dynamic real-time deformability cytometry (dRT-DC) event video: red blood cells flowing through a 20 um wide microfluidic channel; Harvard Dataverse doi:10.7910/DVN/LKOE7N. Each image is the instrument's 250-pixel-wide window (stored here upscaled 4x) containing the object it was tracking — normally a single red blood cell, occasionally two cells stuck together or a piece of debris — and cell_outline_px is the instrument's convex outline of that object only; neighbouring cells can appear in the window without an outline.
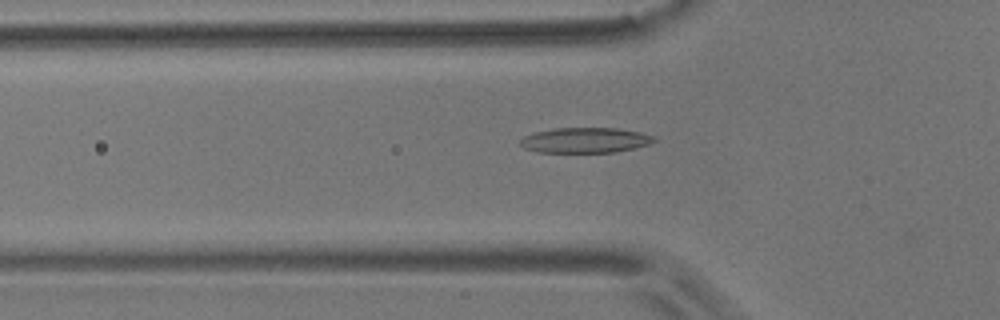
{"species": "common noctule bat (a hibernating species)", "species_latin": "Nyctalus noctula", "temperature_condition": "room temperature", "stored_images_in_passage": 50, "camera_frame_rate_fps": 3000, "um_per_image_px": 0.085, "animal": {"sex": "male", "body_mass_g": 17.9}, "frame": {"image": 1, "passage_image": 13, "time_ms": 4.0, "image_size_px": [1000, 320], "cell_outline_px": [[656, 140], [648, 144], [616, 152], [536, 152], [524, 148], [520, 144], [520, 140], [524, 136], [536, 132], [556, 128], [616, 128], [640, 132], [656, 136]], "centroid_in_image_um": [49.74, 11.92], "position_along_channel_um": 76.1, "area_um2": 19.59}}
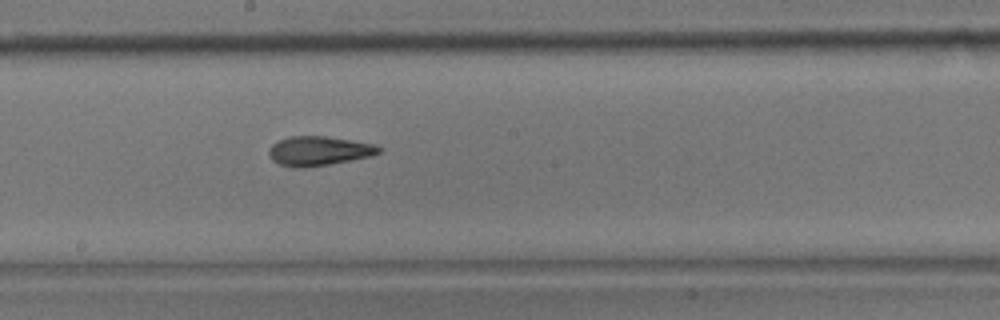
{"frame": {"image": 2, "passage_image": 25, "time_ms": 8.0, "image_size_px": [1000, 320], "cell_outline_px": [[384, 148], [380, 152], [372, 156], [328, 164], [304, 168], [296, 168], [280, 164], [272, 160], [268, 152], [272, 144], [288, 136], [324, 136], [376, 144]], "centroid_in_image_um": [27.12, 12.83], "position_along_channel_um": 221.1, "area_um2": 18.79}}
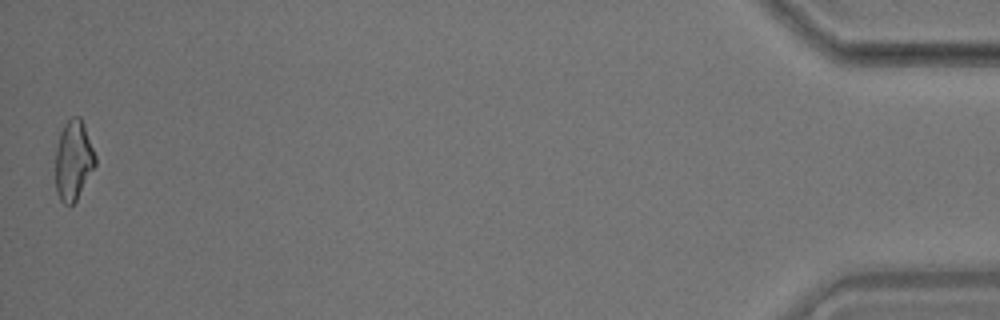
{"frame": {"image": 3, "passage_image": 50, "time_ms": 16.333, "image_size_px": [1000, 320], "cell_outline_px": [[96, 164], [76, 200], [72, 204], [64, 204], [60, 200], [56, 192], [56, 148], [60, 132], [64, 124], [72, 116], [80, 116], [84, 124], [96, 156]], "centroid_in_image_um": [6.24, 13.6], "position_along_channel_um": 429.0, "area_um2": 18.44}, "authors_computed_cell_mechanics": {"area_um2": 18.6405, "velocity_mm_per_s": 3.595, "shape_relaxation_time_tau1_ms": 7.941, "shape_relaxation_time_tau2_ms": 2.9199, "deformation_change_tau1": 0.2085, "deformation_change_tau2": 0.1166}}